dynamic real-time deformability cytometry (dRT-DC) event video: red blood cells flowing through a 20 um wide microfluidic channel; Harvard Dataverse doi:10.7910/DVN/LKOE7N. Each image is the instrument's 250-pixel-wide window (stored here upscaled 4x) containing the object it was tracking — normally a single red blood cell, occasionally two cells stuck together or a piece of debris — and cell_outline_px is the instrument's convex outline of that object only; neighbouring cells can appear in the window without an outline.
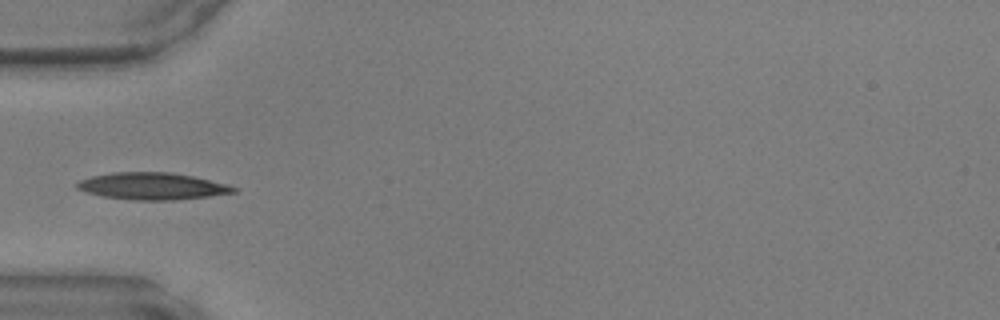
{"species": "common noctule bat (a hibernating species)", "species_latin": "Nyctalus noctula", "temperature_condition": "warm", "stored_images_in_passage": 29, "camera_frame_rate_fps": 3000, "um_per_image_px": 0.085, "animal": {"sex": "male", "body_mass_g": 17.9, "forearm_length_mm": 54.2}, "frame": {"image": 1, "passage_image": 1, "time_ms": 0.0, "image_size_px": [1000, 320], "cell_outline_px": [[236, 192], [208, 196], [172, 200], [136, 200], [104, 196], [88, 192], [76, 188], [76, 184], [80, 180], [92, 176], [112, 172], [168, 172], [192, 176], [224, 184], [236, 188]], "centroid_in_image_um": [12.9, 15.82], "position_along_channel_um": 72.1, "area_um2": 24.1}}
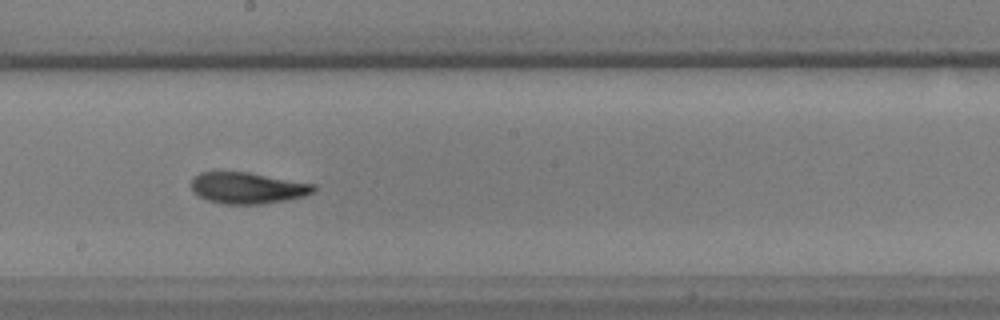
{"frame": {"image": 2, "passage_image": 12, "time_ms": 3.667, "image_size_px": [1000, 320], "cell_outline_px": [[316, 188], [312, 192], [304, 196], [284, 200], [260, 204], [224, 204], [208, 200], [192, 192], [192, 176], [200, 172], [248, 172], [316, 184]], "centroid_in_image_um": [21.03, 15.97], "position_along_channel_um": 227.2, "area_um2": 22.25}}
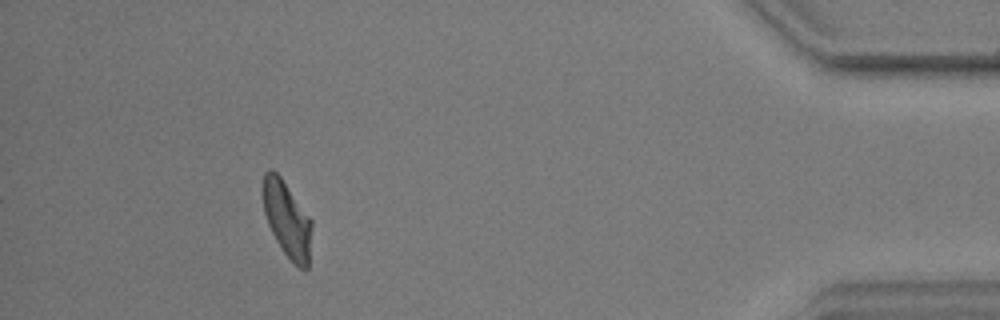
{"frame": {"image": 3, "passage_image": 29, "time_ms": 9.333, "image_size_px": [1000, 320], "cell_outline_px": [[312, 228], [308, 268], [300, 268], [284, 252], [276, 240], [268, 224], [264, 212], [264, 172], [268, 168], [272, 168], [280, 176], [312, 220]], "centroid_in_image_um": [24.41, 18.63], "position_along_channel_um": 410.8, "area_um2": 21.15}}